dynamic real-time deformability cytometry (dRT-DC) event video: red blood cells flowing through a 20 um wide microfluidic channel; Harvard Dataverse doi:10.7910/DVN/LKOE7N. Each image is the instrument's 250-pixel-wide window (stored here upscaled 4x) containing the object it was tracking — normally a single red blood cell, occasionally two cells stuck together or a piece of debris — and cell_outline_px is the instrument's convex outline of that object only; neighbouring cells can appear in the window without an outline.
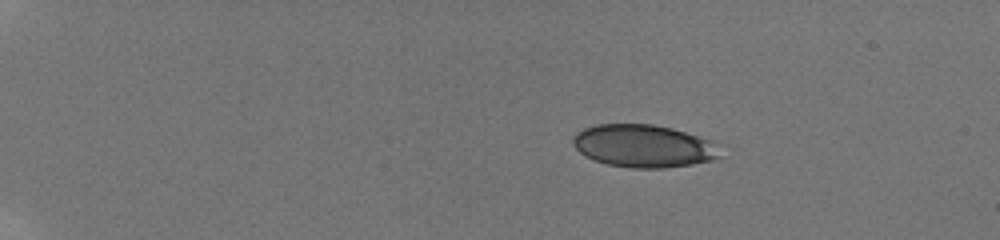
{"species": "human", "species_latin": "Homo sapiens", "temperature_condition": "room temperature", "stored_images_in_passage": 32, "camera_frame_rate_fps": 3000, "um_per_image_px": 0.085, "donor": {"sex": "male"}, "frame": {"image": 1, "passage_image": 1, "time_ms": 0.0, "image_size_px": [1000, 240], "cell_outline_px": [[732, 148], [720, 156], [712, 160], [692, 164], [664, 168], [632, 168], [608, 164], [584, 156], [572, 144], [572, 140], [576, 132], [584, 128], [596, 124], [652, 124], [672, 128], [728, 144]], "centroid_in_image_um": [54.88, 12.4], "position_along_channel_um": 30.1, "area_um2": 37.69}}
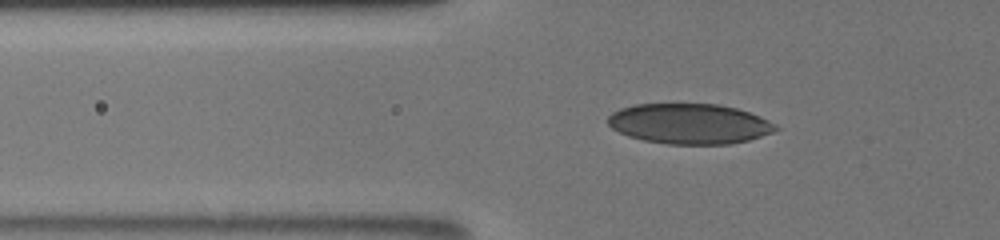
{"frame": {"image": 2, "passage_image": 22, "time_ms": 3.667, "image_size_px": [1000, 240], "cell_outline_px": [[780, 128], [772, 132], [748, 140], [728, 144], [668, 144], [644, 140], [628, 136], [612, 128], [608, 124], [608, 116], [612, 112], [620, 108], [636, 104], [716, 104], [736, 108], [760, 116], [776, 124]], "centroid_in_image_um": [58.59, 10.52], "position_along_channel_um": 67.2, "area_um2": 39.25}}
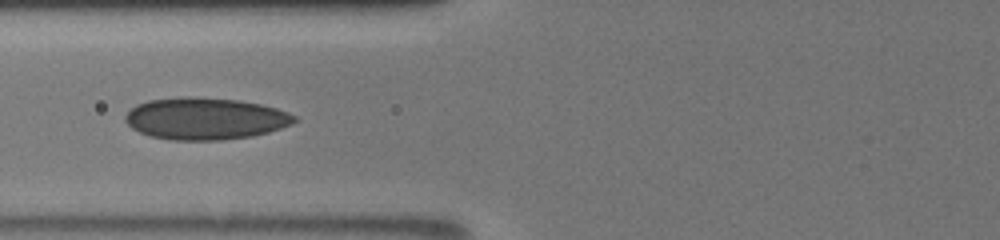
{"frame": {"image": 3, "passage_image": 31, "time_ms": 5.0, "image_size_px": [1000, 240], "cell_outline_px": [[296, 120], [292, 124], [268, 132], [252, 136], [224, 140], [168, 140], [148, 136], [132, 128], [124, 120], [124, 116], [136, 104], [148, 100], [184, 96], [196, 96], [236, 100], [260, 104], [276, 108], [288, 112], [296, 116]], "centroid_in_image_um": [17.42, 10.08], "position_along_channel_um": 108.4, "area_um2": 41.56}}